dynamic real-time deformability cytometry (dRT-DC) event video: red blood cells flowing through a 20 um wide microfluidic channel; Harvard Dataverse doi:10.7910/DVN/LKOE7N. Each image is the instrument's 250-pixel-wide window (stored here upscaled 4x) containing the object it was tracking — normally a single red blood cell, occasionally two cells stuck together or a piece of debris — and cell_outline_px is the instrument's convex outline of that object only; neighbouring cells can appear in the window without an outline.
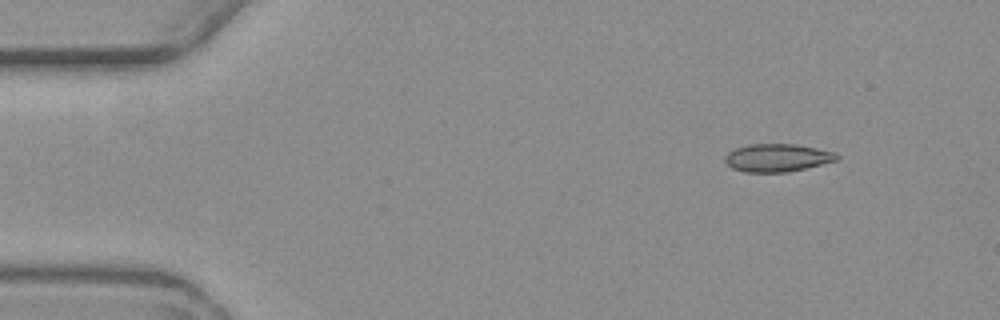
{"species": "common noctule bat (a hibernating species)", "species_latin": "Nyctalus noctula", "temperature_condition": "warm", "stored_images_in_passage": 5, "camera_frame_rate_fps": 3000, "um_per_image_px": 0.085, "animal": {"sex": "female", "body_mass_g": 19.3, "forearm_length_mm": 54.1}, "frame": {"image": 1, "passage_image": 2, "time_ms": 2.0, "image_size_px": [1000, 320], "cell_outline_px": [[840, 156], [836, 160], [788, 172], [744, 172], [732, 168], [724, 160], [724, 156], [728, 152], [736, 148], [748, 144], [796, 144], [836, 152]], "centroid_in_image_um": [66.04, 13.4], "position_along_channel_um": 19.0, "area_um2": 18.09}}
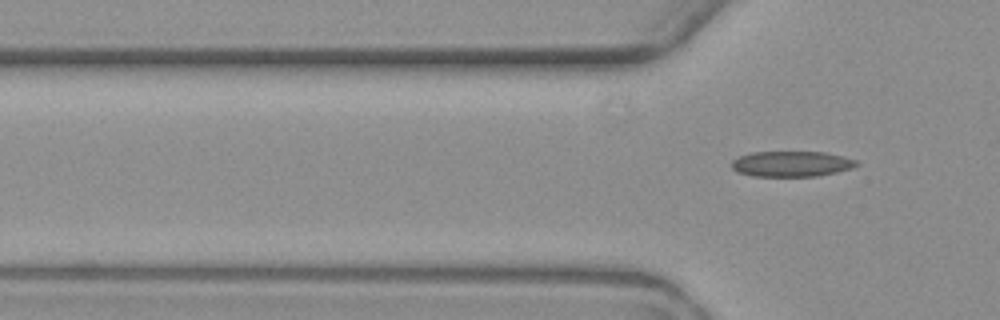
{"frame": {"image": 2, "passage_image": 5, "time_ms": 5.667, "image_size_px": [1000, 320], "cell_outline_px": [[860, 164], [852, 168], [836, 172], [816, 176], [752, 176], [736, 172], [732, 168], [732, 160], [740, 156], [752, 152], [824, 152], [844, 156], [856, 160]], "centroid_in_image_um": [67.28, 13.93], "position_along_channel_um": 58.5, "area_um2": 18.61}}